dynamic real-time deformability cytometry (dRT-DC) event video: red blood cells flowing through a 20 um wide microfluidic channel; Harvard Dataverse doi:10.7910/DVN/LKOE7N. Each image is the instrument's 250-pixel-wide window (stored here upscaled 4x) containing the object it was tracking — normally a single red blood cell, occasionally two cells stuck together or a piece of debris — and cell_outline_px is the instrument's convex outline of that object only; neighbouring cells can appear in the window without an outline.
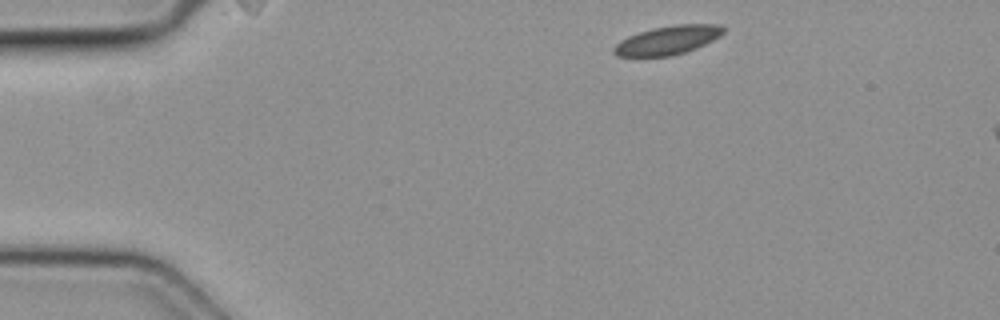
{"species": "common noctule bat (a hibernating species)", "species_latin": "Nyctalus noctula", "temperature_condition": "cold", "stored_images_in_passage": 3, "camera_frame_rate_fps": 3000, "um_per_image_px": 0.085, "animal": {"sex": "female", "body_mass_g": 19.3, "forearm_length_mm": 54.1}, "frame": {"image": 1, "passage_image": 1, "time_ms": 0.0, "image_size_px": [1000, 320], "cell_outline_px": [[724, 32], [720, 36], [696, 48], [672, 56], [616, 56], [612, 52], [612, 48], [620, 40], [628, 36], [652, 28], [676, 24], [720, 24], [724, 28]], "centroid_in_image_um": [56.74, 3.41], "position_along_channel_um": 28.3, "area_um2": 18.32}}